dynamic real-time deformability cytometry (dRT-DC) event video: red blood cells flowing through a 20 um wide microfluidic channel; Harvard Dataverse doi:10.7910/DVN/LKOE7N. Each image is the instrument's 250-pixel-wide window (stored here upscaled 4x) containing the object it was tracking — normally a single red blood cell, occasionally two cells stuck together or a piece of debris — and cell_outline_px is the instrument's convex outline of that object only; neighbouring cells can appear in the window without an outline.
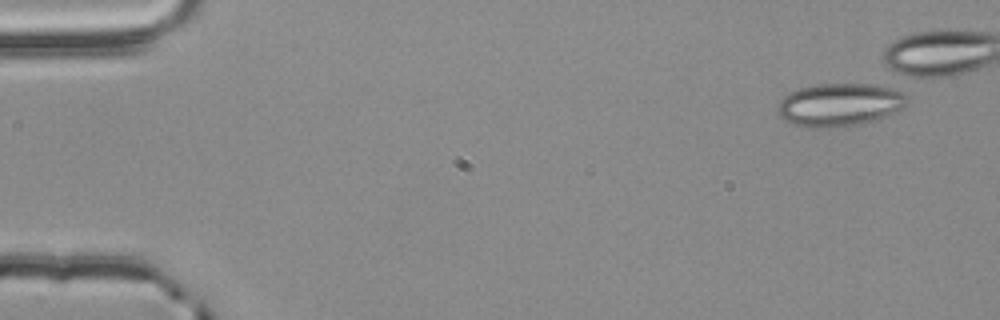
{"species": "common noctule bat (a hibernating species)", "species_latin": "Nyctalus noctula", "temperature_condition": "room temperature", "stored_images_in_passage": 42, "segment_of_instrument_passage": [1, 2], "camera_frame_rate_fps": 3000, "um_per_image_px": 0.085, "animal": {"sex": "male", "body_mass_g": 20.4}, "frame": {"image": 1, "passage_image": 1, "time_ms": 0.0, "image_size_px": [1000, 320], "cell_outline_px": [[908, 104], [868, 124], [844, 128], [812, 128], [792, 124], [784, 120], [776, 112], [776, 108], [780, 100], [788, 92], [800, 88], [820, 84], [892, 84], [908, 96]], "centroid_in_image_um": [71.4, 8.91], "position_along_channel_um": 13.6, "area_um2": 33.47}}